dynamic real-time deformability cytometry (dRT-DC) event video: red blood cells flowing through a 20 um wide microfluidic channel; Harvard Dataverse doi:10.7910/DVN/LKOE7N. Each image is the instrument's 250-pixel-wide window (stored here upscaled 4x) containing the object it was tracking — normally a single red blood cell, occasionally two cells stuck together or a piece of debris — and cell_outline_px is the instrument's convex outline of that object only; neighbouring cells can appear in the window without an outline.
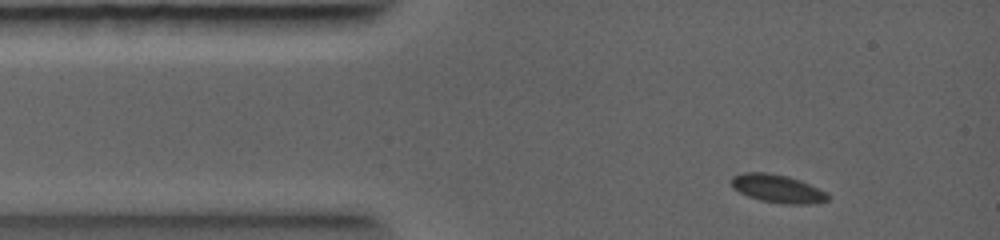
{"species": "common noctule bat (a hibernating species)", "species_latin": "Nyctalus noctula", "temperature_condition": "warm", "stored_images_in_passage": 3, "camera_frame_rate_fps": 5000, "um_per_image_px": 0.085, "animal": {"sex": "female", "body_mass_g": 19.0, "forearm_length_mm": 56.7}, "frame": {"image": 1, "passage_image": 1, "time_ms": 0.0, "image_size_px": [1000, 240], "cell_outline_px": [[832, 196], [828, 200], [816, 204], [780, 204], [760, 200], [748, 196], [732, 188], [728, 180], [732, 176], [744, 172], [764, 172], [788, 176], [800, 180]], "centroid_in_image_um": [66.05, 16.04], "position_along_channel_um": 19.0, "area_um2": 16.01}}
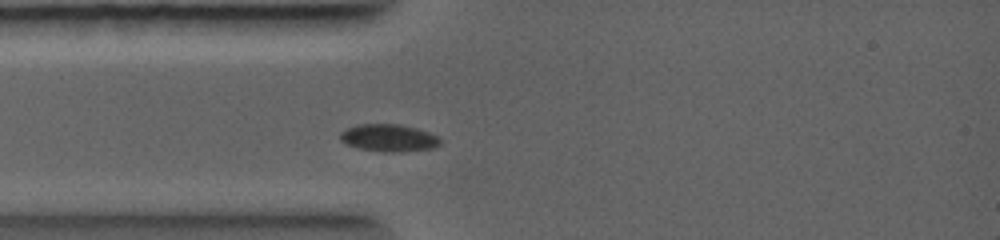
{"frame": {"image": 2, "passage_image": 3, "time_ms": 1.2, "image_size_px": [1000, 240], "cell_outline_px": [[440, 144], [432, 148], [404, 152], [384, 152], [360, 148], [348, 144], [340, 140], [340, 132], [348, 128], [360, 124], [396, 124], [412, 128], [436, 136], [440, 140]], "centroid_in_image_um": [33.0, 11.74], "position_along_channel_um": 52.0, "area_um2": 15.49}}